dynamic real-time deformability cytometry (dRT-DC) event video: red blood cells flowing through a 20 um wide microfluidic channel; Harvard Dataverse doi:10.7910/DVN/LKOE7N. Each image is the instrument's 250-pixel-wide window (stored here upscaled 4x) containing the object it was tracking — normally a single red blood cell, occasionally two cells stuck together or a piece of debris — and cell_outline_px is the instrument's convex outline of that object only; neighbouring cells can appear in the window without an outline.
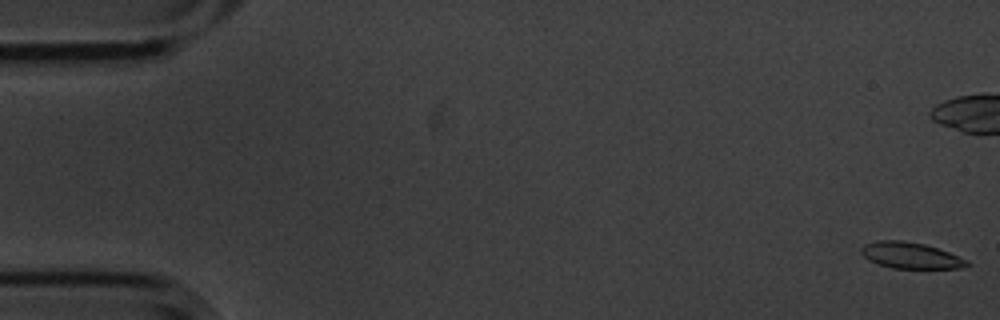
{"species": "common noctule bat (a hibernating species)", "species_latin": "Nyctalus noctula", "temperature_condition": "cold", "stored_images_in_passage": 57, "camera_frame_rate_fps": 3000, "um_per_image_px": 0.085, "animal": {"sex": "male", "body_mass_g": 20.1, "forearm_length_mm": 53.5}, "frame": {"image": 1, "passage_image": 1, "time_ms": 0.0, "image_size_px": [1000, 320], "cell_outline_px": [[972, 264], [960, 268], [892, 268], [868, 260], [860, 252], [860, 248], [864, 244], [876, 240], [900, 240], [924, 244], [948, 252], [968, 260]], "centroid_in_image_um": [77.38, 21.71], "position_along_channel_um": 7.6, "area_um2": 16.07}}
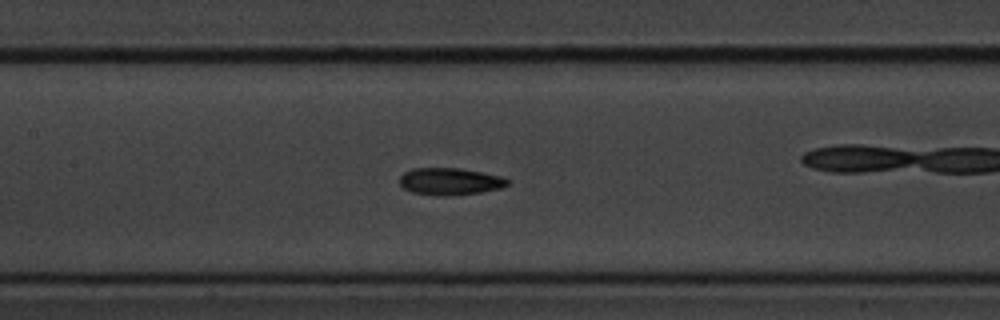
{"frame": {"image": 2, "passage_image": 26, "time_ms": 8.333, "image_size_px": [1000, 320], "cell_outline_px": [[512, 180], [508, 184], [500, 188], [480, 192], [452, 196], [436, 196], [412, 192], [404, 188], [400, 184], [400, 176], [404, 172], [412, 168], [460, 168], [504, 176]], "centroid_in_image_um": [38.27, 15.42], "position_along_channel_um": 169.1, "area_um2": 17.28}}
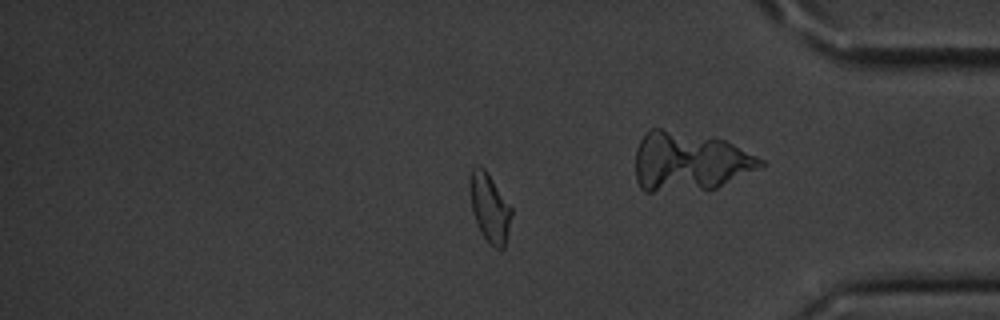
{"frame": {"image": 3, "passage_image": 47, "time_ms": 15.333, "image_size_px": [1000, 320], "cell_outline_px": [[512, 216], [504, 248], [496, 248], [480, 232], [472, 212], [468, 188], [468, 180], [472, 168], [476, 164], [484, 168], [512, 208]], "centroid_in_image_um": [41.58, 17.61], "position_along_channel_um": 393.6, "area_um2": 16.65}, "authors_computed_cell_mechanics": {"area_um2": 16.762, "velocity_mm_per_s": 3.5939, "shape_relaxation_time_tau1_ms": 6.7968, "shape_relaxation_time_tau2_ms": 3.1337, "deformation_change_tau1": 0.1584, "deformation_change_tau2": 0.0939}}